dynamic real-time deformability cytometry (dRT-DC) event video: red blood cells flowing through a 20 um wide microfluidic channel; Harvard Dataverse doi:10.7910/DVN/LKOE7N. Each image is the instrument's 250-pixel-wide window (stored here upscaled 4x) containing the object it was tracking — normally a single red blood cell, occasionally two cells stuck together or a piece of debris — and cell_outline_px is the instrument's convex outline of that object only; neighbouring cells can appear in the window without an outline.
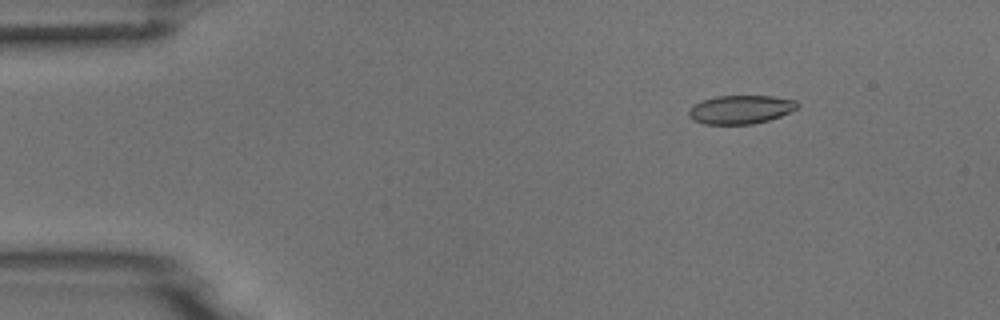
{"species": "common noctule bat (a hibernating species)", "species_latin": "Nyctalus noctula", "temperature_condition": "room temperature", "stored_images_in_passage": 5, "camera_frame_rate_fps": 3000, "um_per_image_px": 0.085, "animal": {"sex": "male", "body_mass_g": 18.8}, "frame": {"image": 1, "passage_image": 2, "time_ms": 1.333, "image_size_px": [1000, 320], "cell_outline_px": [[800, 104], [792, 112], [768, 120], [752, 124], [704, 124], [692, 120], [688, 116], [688, 108], [692, 104], [700, 100], [716, 96], [772, 96], [796, 100]], "centroid_in_image_um": [62.91, 9.3], "position_along_channel_um": 22.1, "area_um2": 18.38}}
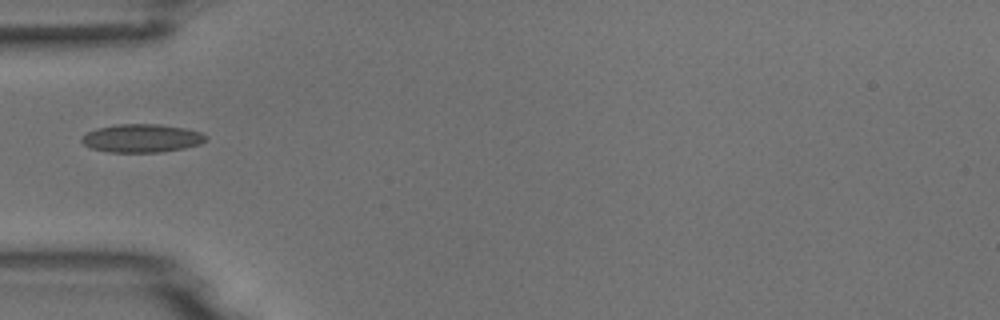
{"frame": {"image": 2, "passage_image": 5, "time_ms": 4.667, "image_size_px": [1000, 320], "cell_outline_px": [[208, 140], [200, 144], [184, 148], [160, 152], [108, 152], [92, 148], [84, 144], [80, 140], [88, 132], [96, 128], [116, 124], [160, 124], [184, 128], [200, 132], [208, 136]], "centroid_in_image_um": [12.08, 11.74], "position_along_channel_um": 72.9, "area_um2": 20.46}}